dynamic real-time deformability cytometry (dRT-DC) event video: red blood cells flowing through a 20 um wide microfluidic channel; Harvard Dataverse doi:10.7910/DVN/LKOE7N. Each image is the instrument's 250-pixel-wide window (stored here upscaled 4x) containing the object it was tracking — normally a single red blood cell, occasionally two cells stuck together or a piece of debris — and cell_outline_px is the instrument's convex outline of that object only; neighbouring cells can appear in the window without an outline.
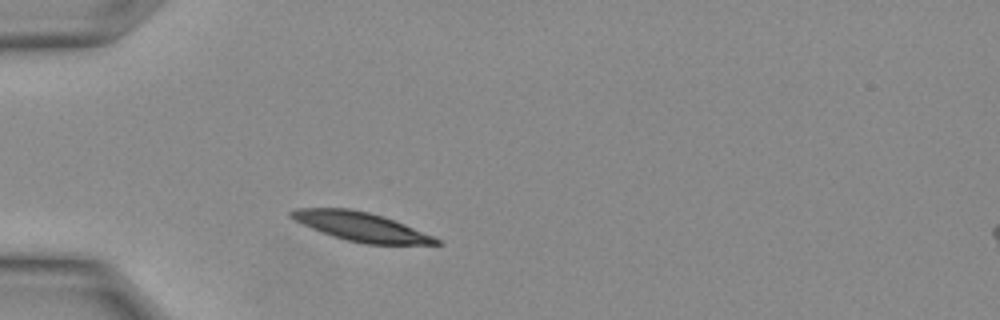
{"species": "Egyptian fruit bat (a non-hibernating species)", "species_latin": "Rousettus aegyptiacus", "temperature_condition": "warm", "stored_images_in_passage": 15, "camera_frame_rate_fps": 3000, "um_per_image_px": 0.085, "animal": {"sex": "female"}, "frame": {"image": 1, "passage_image": 4, "time_ms": 1.0, "image_size_px": [1000, 320], "cell_outline_px": [[444, 244], [364, 244], [332, 236], [312, 228], [288, 216], [288, 212], [296, 208], [348, 208], [368, 212], [404, 224], [432, 236], [440, 240]], "centroid_in_image_um": [30.65, 19.26], "position_along_channel_um": 54.3, "area_um2": 23.93}}
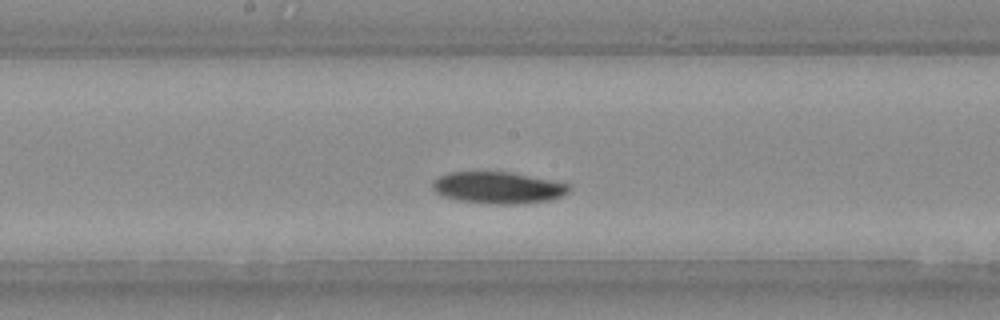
{"frame": {"image": 2, "passage_image": 11, "time_ms": 3.333, "image_size_px": [1000, 320], "cell_outline_px": [[572, 188], [564, 196], [552, 200], [524, 204], [488, 204], [456, 200], [444, 196], [436, 192], [432, 188], [432, 184], [440, 176], [448, 172], [508, 172], [568, 184]], "centroid_in_image_um": [42.35, 15.98], "position_along_channel_um": 205.8, "area_um2": 25.2}}
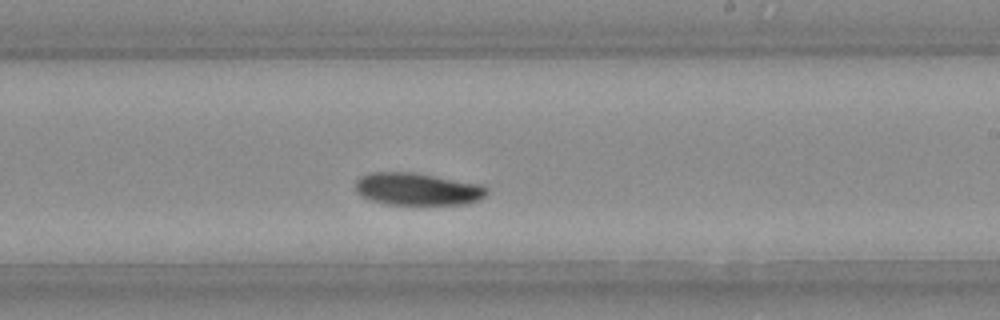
{"frame": {"image": 3, "passage_image": 13, "time_ms": 4.0, "image_size_px": [1000, 320], "cell_outline_px": [[488, 192], [480, 200], [468, 204], [384, 204], [372, 200], [356, 192], [356, 180], [360, 176], [372, 172], [412, 172], [484, 184], [488, 188]], "centroid_in_image_um": [35.53, 16.06], "position_along_channel_um": 253.5, "area_um2": 24.91}}